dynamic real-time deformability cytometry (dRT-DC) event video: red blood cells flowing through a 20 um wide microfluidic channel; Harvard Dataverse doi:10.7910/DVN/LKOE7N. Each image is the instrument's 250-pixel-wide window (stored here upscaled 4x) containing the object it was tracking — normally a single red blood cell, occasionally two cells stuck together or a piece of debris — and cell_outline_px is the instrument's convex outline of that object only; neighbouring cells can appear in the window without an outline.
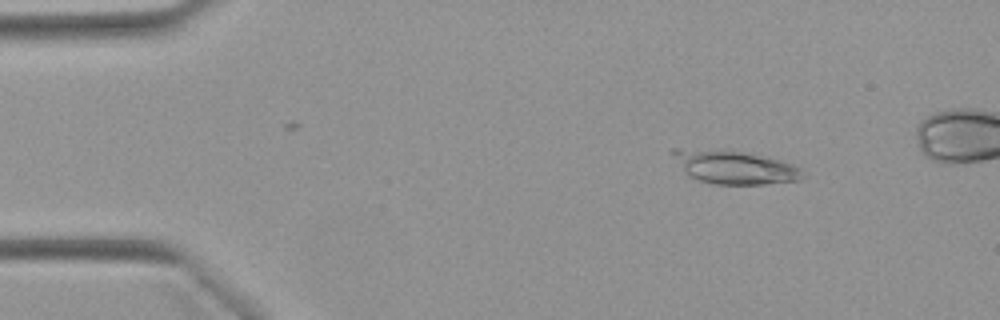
{"species": "Egyptian fruit bat (a non-hibernating species)", "species_latin": "Rousettus aegyptiacus", "temperature_condition": "warm", "stored_images_in_passage": 44, "camera_frame_rate_fps": 3000, "um_per_image_px": 0.085, "animal": {"sex": "female"}, "frame": {"image": 1, "passage_image": 2, "time_ms": 0.333, "image_size_px": [1000, 320], "cell_outline_px": [[804, 176], [800, 180], [764, 184], [712, 184], [688, 176], [672, 152], [672, 148], [676, 148], [744, 152], [792, 164], [800, 168]], "centroid_in_image_um": [62.45, 14.23], "position_along_channel_um": 22.5, "area_um2": 24.45}}
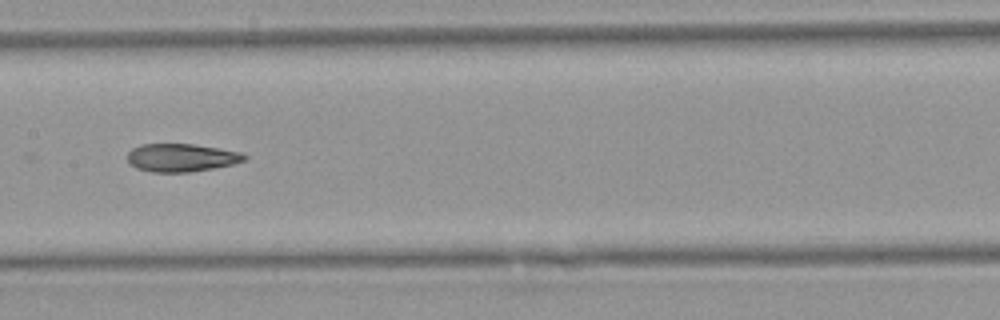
{"frame": {"image": 2, "passage_image": 21, "time_ms": 6.667, "image_size_px": [1000, 320], "cell_outline_px": [[248, 156], [244, 160], [232, 164], [212, 168], [188, 172], [152, 172], [136, 168], [128, 160], [128, 152], [132, 148], [140, 144], [192, 144], [220, 148], [244, 152]], "centroid_in_image_um": [15.43, 13.39], "position_along_channel_um": 192.0, "area_um2": 19.07}}
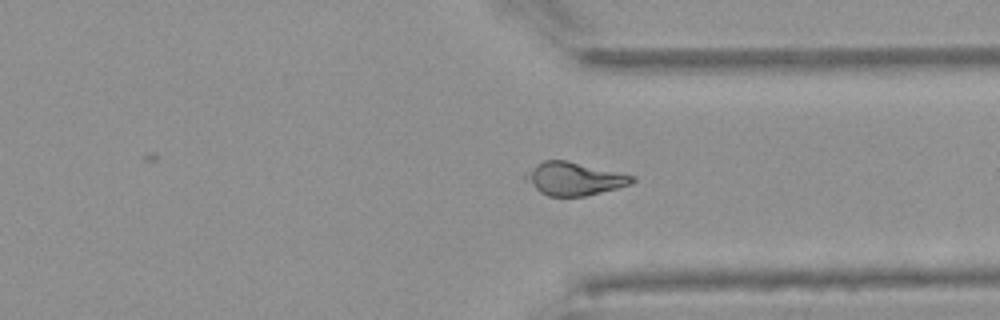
{"frame": {"image": 3, "passage_image": 34, "time_ms": 11.0, "image_size_px": [1000, 320], "cell_outline_px": [[636, 180], [628, 184], [616, 188], [584, 196], [548, 196], [540, 192], [524, 180], [520, 176], [536, 164], [544, 160], [568, 160], [636, 176]], "centroid_in_image_um": [48.74, 15.17], "position_along_channel_um": 362.7, "area_um2": 20.58}}